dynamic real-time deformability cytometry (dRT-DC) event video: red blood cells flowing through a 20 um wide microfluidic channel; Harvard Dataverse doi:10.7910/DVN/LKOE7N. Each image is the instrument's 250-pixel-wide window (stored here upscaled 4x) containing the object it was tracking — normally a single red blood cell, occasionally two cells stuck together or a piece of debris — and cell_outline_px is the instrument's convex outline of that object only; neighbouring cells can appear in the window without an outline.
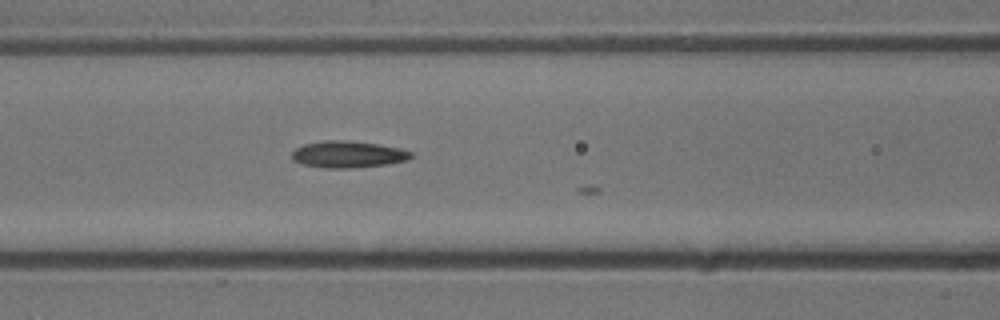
{"species": "common noctule bat (a hibernating species)", "species_latin": "Nyctalus noctula", "temperature_condition": "cold", "stored_images_in_passage": 15, "camera_frame_rate_fps": 3000, "um_per_image_px": 0.085, "animal": {"sex": "male", "body_mass_g": 13.3}, "frame": {"image": 1, "passage_image": 12, "time_ms": 3.667, "image_size_px": [1000, 320], "cell_outline_px": [[412, 156], [408, 160], [388, 164], [352, 168], [324, 168], [304, 164], [292, 160], [292, 152], [296, 148], [304, 144], [324, 140], [344, 140], [376, 144], [400, 148], [412, 152]], "centroid_in_image_um": [29.58, 13.12], "position_along_channel_um": 137.0, "area_um2": 18.5}}